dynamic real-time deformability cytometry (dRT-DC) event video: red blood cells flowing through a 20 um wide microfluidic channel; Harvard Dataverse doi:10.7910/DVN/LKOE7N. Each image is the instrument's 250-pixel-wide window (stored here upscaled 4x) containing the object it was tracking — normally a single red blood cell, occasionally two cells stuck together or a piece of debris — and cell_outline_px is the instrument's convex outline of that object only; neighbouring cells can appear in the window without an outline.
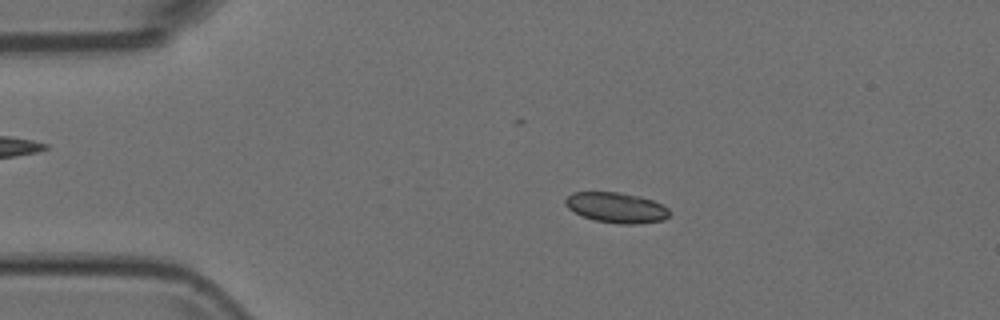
{"species": "Egyptian fruit bat (a non-hibernating species)", "species_latin": "Rousettus aegyptiacus", "temperature_condition": "room temperature", "stored_images_in_passage": 52, "camera_frame_rate_fps": 3000, "um_per_image_px": 0.085, "animal": {"sex": "female"}, "frame": {"image": 1, "passage_image": 10, "time_ms": 3.0, "image_size_px": [1000, 320], "cell_outline_px": [[672, 212], [664, 220], [640, 224], [620, 224], [596, 220], [584, 216], [568, 208], [564, 204], [564, 200], [572, 192], [620, 192], [640, 196], [652, 200], [668, 208]], "centroid_in_image_um": [52.42, 17.64], "position_along_channel_um": 32.6, "area_um2": 18.44}}
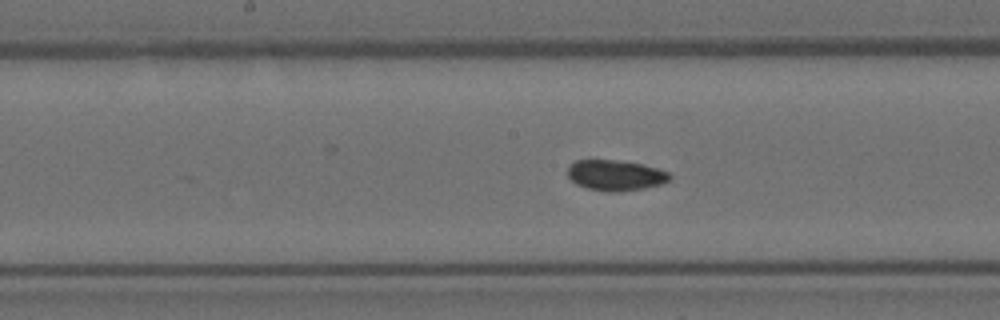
{"frame": {"image": 2, "passage_image": 26, "time_ms": 8.333, "image_size_px": [1000, 320], "cell_outline_px": [[672, 176], [668, 180], [660, 184], [644, 188], [616, 192], [608, 192], [588, 188], [576, 184], [568, 176], [568, 164], [576, 160], [612, 160], [640, 164], [656, 168], [668, 172]], "centroid_in_image_um": [52.28, 14.9], "position_along_channel_um": 195.9, "area_um2": 17.98}}
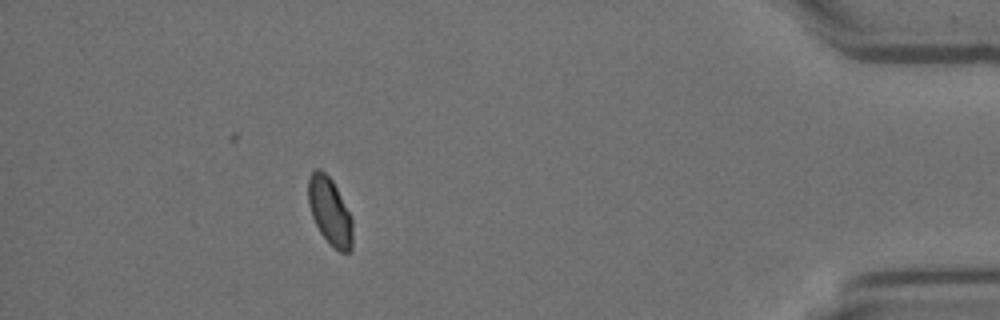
{"frame": {"image": 3, "passage_image": 47, "time_ms": 15.333, "image_size_px": [1000, 320], "cell_outline_px": [[352, 248], [348, 252], [340, 252], [332, 248], [320, 232], [312, 216], [308, 204], [308, 176], [316, 168], [320, 168], [332, 180], [352, 216]], "centroid_in_image_um": [28.03, 17.97], "position_along_channel_um": 407.2, "area_um2": 17.57}}